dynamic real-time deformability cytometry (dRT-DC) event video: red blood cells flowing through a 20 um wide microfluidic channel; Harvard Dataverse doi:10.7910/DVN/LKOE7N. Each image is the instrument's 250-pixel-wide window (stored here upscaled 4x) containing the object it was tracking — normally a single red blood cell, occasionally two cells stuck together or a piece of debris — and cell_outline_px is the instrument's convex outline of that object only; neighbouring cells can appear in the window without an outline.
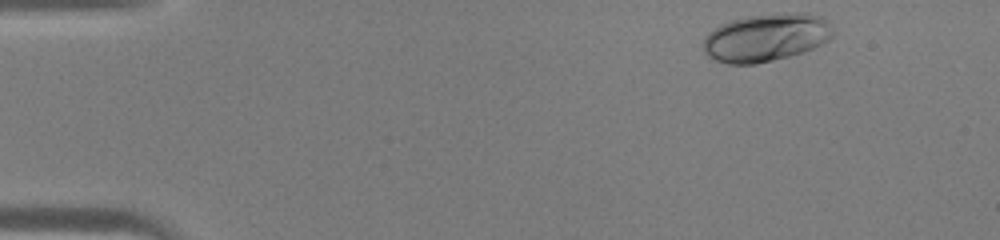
{"species": "human", "species_latin": "Homo sapiens", "temperature_condition": "warm", "stored_images_in_passage": 41, "camera_frame_rate_fps": 3000, "um_per_image_px": 0.085, "donor": {"sex": "male"}, "frame": {"image": 1, "passage_image": 1, "time_ms": 0.0, "image_size_px": [1000, 240], "cell_outline_px": [[832, 36], [828, 40], [804, 52], [756, 64], [728, 64], [716, 60], [708, 56], [704, 52], [704, 36], [708, 32], [720, 24], [732, 20], [748, 16], [800, 12], [808, 12], [824, 16], [832, 32]], "centroid_in_image_um": [65.1, 3.18], "position_along_channel_um": 19.9, "area_um2": 36.07}}
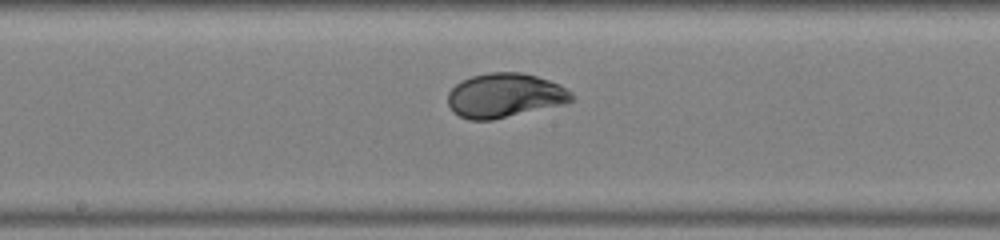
{"frame": {"image": 2, "passage_image": 20, "time_ms": 6.333, "image_size_px": [1000, 240], "cell_outline_px": [[572, 100], [568, 104], [492, 120], [468, 120], [452, 112], [448, 104], [448, 92], [460, 80], [472, 76], [488, 72], [520, 72], [536, 76], [560, 84], [572, 92]], "centroid_in_image_um": [42.91, 8.12], "position_along_channel_um": 205.3, "area_um2": 32.31}}
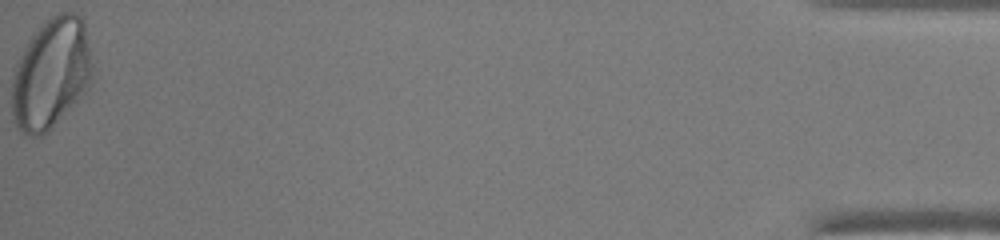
{"frame": {"image": 3, "passage_image": 41, "time_ms": 13.333, "image_size_px": [1000, 240], "cell_outline_px": [[92, 76], [88, 88], [40, 136], [24, 136], [16, 128], [12, 120], [12, 76], [16, 64], [28, 40], [40, 24], [48, 16], [56, 12], [76, 12], [80, 16], [84, 24], [92, 64]], "centroid_in_image_um": [4.3, 6.21], "position_along_channel_um": 430.9, "area_um2": 51.62}}